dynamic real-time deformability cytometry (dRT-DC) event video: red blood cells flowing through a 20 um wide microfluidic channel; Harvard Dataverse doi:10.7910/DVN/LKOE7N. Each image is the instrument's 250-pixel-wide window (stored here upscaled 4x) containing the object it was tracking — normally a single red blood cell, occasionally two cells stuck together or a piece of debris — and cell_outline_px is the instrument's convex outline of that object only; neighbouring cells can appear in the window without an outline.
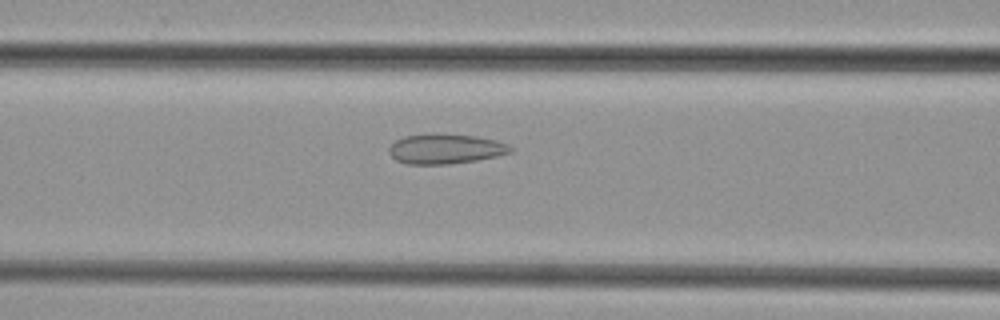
{"species": "common noctule bat (a hibernating species)", "species_latin": "Nyctalus noctula", "temperature_condition": "cold", "stored_images_in_passage": 40, "camera_frame_rate_fps": 3000, "um_per_image_px": 0.085, "animal": {"sex": "female", "body_mass_g": 29.2, "forearm_length_mm": 56.3}, "frame": {"image": 1, "passage_image": 11, "time_ms": 3.333, "image_size_px": [1000, 320], "cell_outline_px": [[516, 148], [512, 152], [496, 156], [476, 160], [448, 164], [408, 164], [396, 160], [388, 152], [388, 148], [396, 140], [404, 136], [476, 136], [496, 140], [508, 144]], "centroid_in_image_um": [37.91, 12.69], "position_along_channel_um": 128.7, "area_um2": 20.46}}
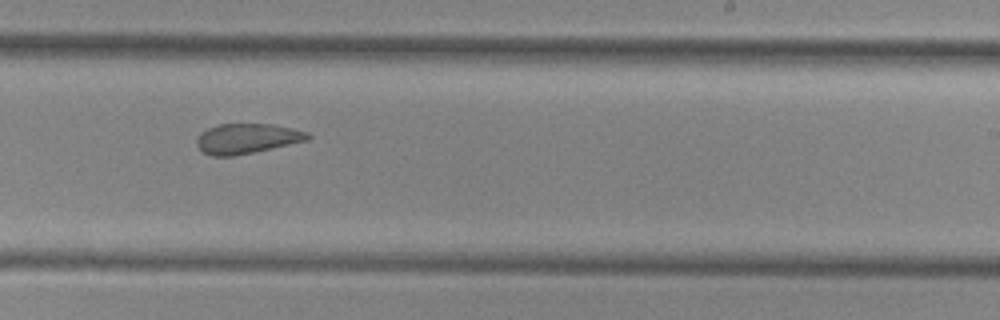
{"frame": {"image": 2, "passage_image": 21, "time_ms": 6.667, "image_size_px": [1000, 320], "cell_outline_px": [[312, 140], [232, 156], [212, 156], [204, 152], [196, 144], [196, 140], [200, 132], [208, 128], [220, 124], [272, 124], [292, 128], [308, 132], [312, 136]], "centroid_in_image_um": [21.03, 11.77], "position_along_channel_um": 268.0, "area_um2": 19.48}}
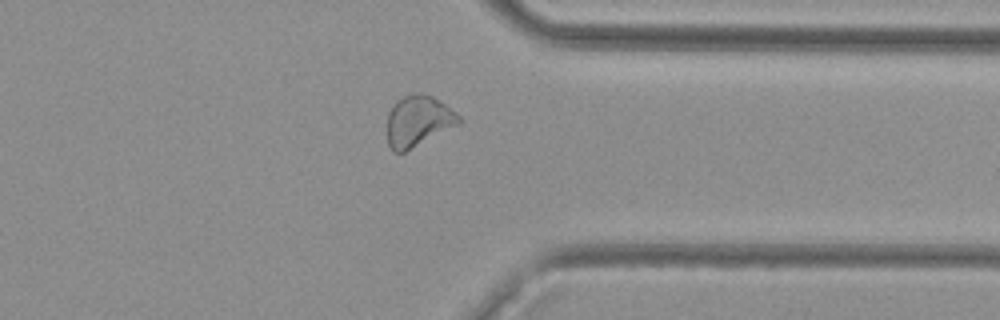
{"frame": {"image": 3, "passage_image": 29, "time_ms": 9.333, "image_size_px": [1000, 320], "cell_outline_px": [[464, 120], [460, 124], [404, 152], [392, 152], [388, 144], [388, 112], [392, 104], [396, 100], [404, 96], [416, 92], [420, 92], [432, 96], [456, 112]], "centroid_in_image_um": [35.55, 10.28], "position_along_channel_um": 375.9, "area_um2": 21.39}}